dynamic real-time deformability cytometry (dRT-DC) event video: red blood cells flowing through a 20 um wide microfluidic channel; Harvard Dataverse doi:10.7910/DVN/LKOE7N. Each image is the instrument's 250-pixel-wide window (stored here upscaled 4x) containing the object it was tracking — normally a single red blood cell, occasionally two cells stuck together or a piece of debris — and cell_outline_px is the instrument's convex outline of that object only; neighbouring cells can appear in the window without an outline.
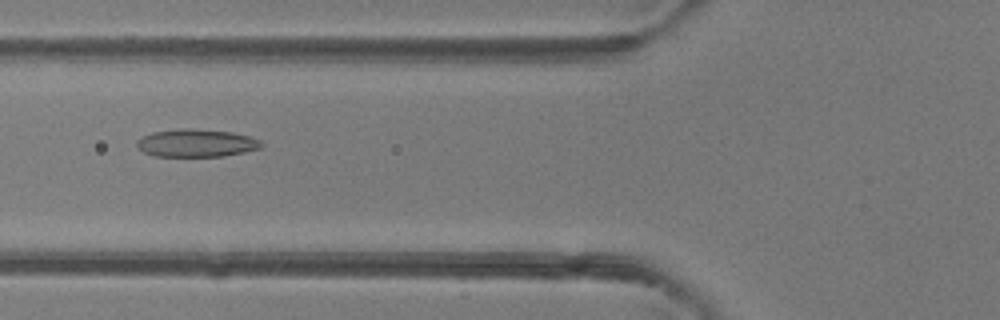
{"species": "common noctule bat (a hibernating species)", "species_latin": "Nyctalus noctula", "temperature_condition": "room temperature", "stored_images_in_passage": 49, "camera_frame_rate_fps": 3000, "um_per_image_px": 0.085, "animal": {"sex": "female"}, "frame": {"image": 1, "passage_image": 19, "time_ms": 6.0, "image_size_px": [1000, 320], "cell_outline_px": [[264, 144], [260, 148], [244, 152], [224, 156], [156, 156], [144, 152], [136, 148], [136, 140], [152, 132], [180, 128], [188, 128], [232, 132], [248, 136], [260, 140]], "centroid_in_image_um": [16.67, 12.16], "position_along_channel_um": 109.1, "area_um2": 20.17}}
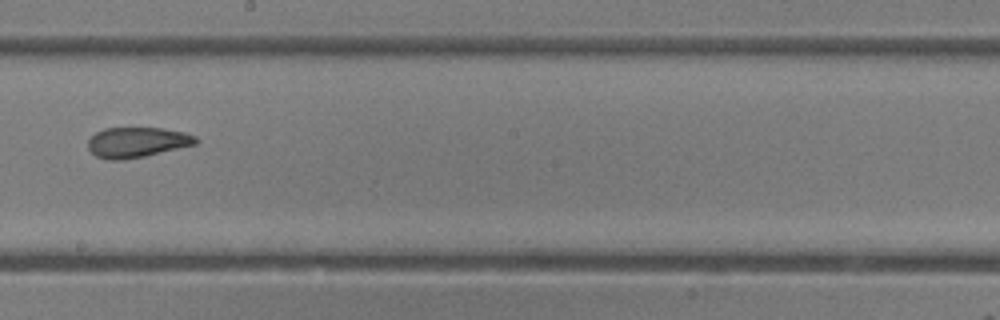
{"frame": {"image": 2, "passage_image": 28, "time_ms": 9.0, "image_size_px": [1000, 320], "cell_outline_px": [[200, 140], [196, 144], [144, 156], [124, 160], [108, 160], [96, 156], [88, 148], [88, 140], [96, 132], [104, 128], [164, 128], [184, 132], [196, 136]], "centroid_in_image_um": [11.65, 12.09], "position_along_channel_um": 236.5, "area_um2": 19.02}}
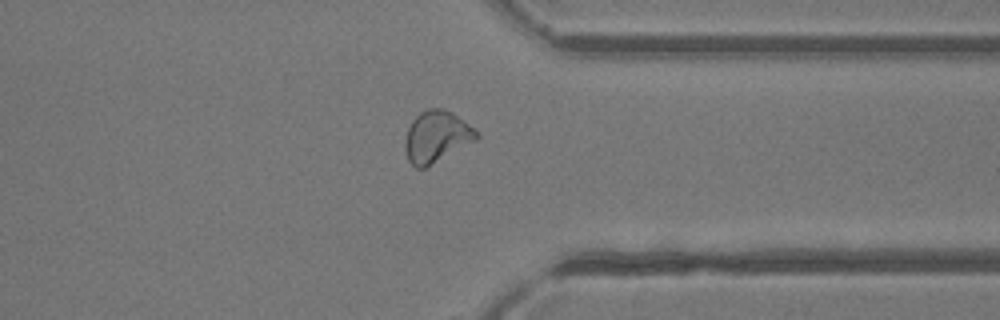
{"frame": {"image": 3, "passage_image": 38, "time_ms": 12.333, "image_size_px": [1000, 320], "cell_outline_px": [[480, 136], [476, 140], [424, 168], [416, 168], [408, 160], [404, 148], [404, 140], [408, 128], [412, 120], [420, 112], [428, 108], [444, 108], [452, 112], [476, 128], [480, 132]], "centroid_in_image_um": [37.11, 11.59], "position_along_channel_um": 374.3, "area_um2": 21.56}, "authors_computed_cell_mechanics": {"area_um2": 21.5594, "velocity_mm_per_s": 4.2361, "shape_relaxation_time_tau1_ms": null, "shape_relaxation_time_tau2_ms": 2.1616, "deformation_change_tau1": null, "deformation_change_tau2": 0.0719}}